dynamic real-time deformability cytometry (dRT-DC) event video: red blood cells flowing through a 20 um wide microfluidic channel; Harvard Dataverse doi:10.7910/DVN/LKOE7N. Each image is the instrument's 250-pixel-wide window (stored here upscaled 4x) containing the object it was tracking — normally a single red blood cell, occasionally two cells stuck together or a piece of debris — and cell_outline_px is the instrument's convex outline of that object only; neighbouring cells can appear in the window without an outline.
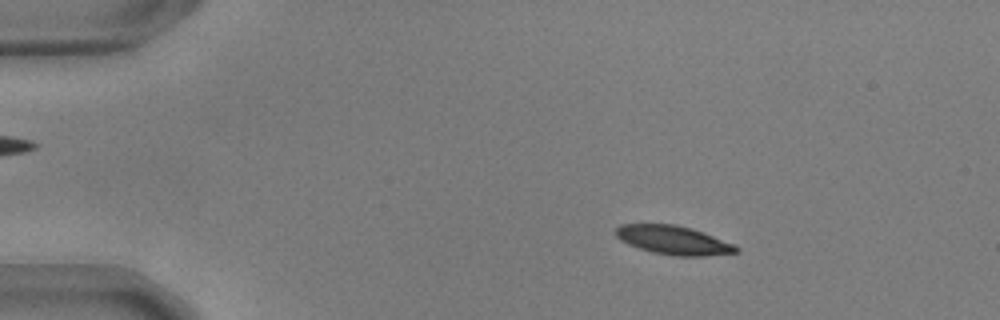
{"species": "common noctule bat (a hibernating species)", "species_latin": "Nyctalus noctula", "temperature_condition": "warm", "stored_images_in_passage": 55, "camera_frame_rate_fps": 3000, "um_per_image_px": 0.085, "animal": {"sex": "male", "body_mass_g": 17.9, "forearm_length_mm": 54.2}, "frame": {"image": 1, "passage_image": 9, "time_ms": 2.667, "image_size_px": [1000, 320], "cell_outline_px": [[740, 252], [704, 256], [676, 256], [652, 252], [628, 244], [620, 240], [616, 236], [616, 228], [620, 224], [676, 224], [692, 228], [732, 244], [740, 248]], "centroid_in_image_um": [57.23, 20.41], "position_along_channel_um": 27.8, "area_um2": 20.06}}
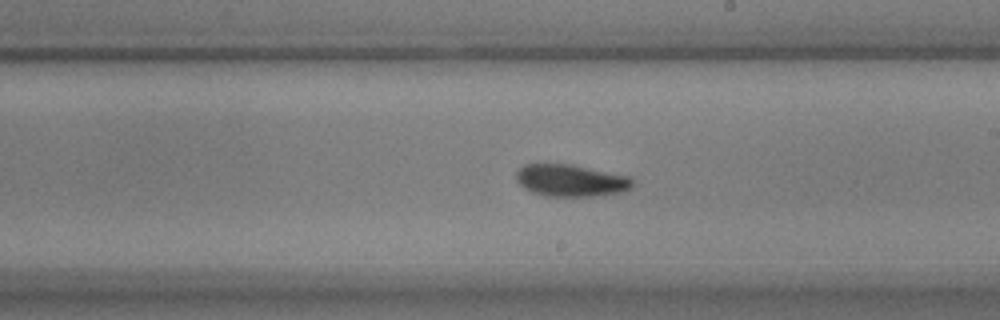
{"frame": {"image": 2, "passage_image": 32, "time_ms": 10.333, "image_size_px": [1000, 320], "cell_outline_px": [[632, 188], [624, 192], [592, 196], [544, 196], [532, 192], [524, 188], [516, 180], [516, 172], [524, 164], [572, 164], [628, 176], [632, 180]], "centroid_in_image_um": [48.51, 15.34], "position_along_channel_um": 240.5, "area_um2": 21.73}}
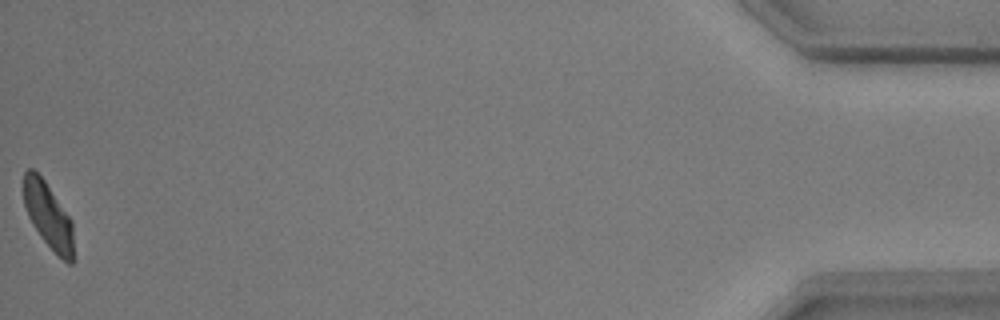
{"frame": {"image": 3, "passage_image": 55, "time_ms": 18.0, "image_size_px": [1000, 320], "cell_outline_px": [[72, 264], [68, 264], [40, 236], [32, 224], [28, 216], [24, 204], [24, 172], [28, 168], [32, 168], [44, 180], [72, 220]], "centroid_in_image_um": [4.08, 18.29], "position_along_channel_um": 431.1, "area_um2": 18.61}, "authors_computed_cell_mechanics": {"area_um2": 20.808, "velocity_mm_per_s": 3.6697, "shape_relaxation_time_tau1_ms": 4.1481, "shape_relaxation_time_tau2_ms": 4.959, "deformation_change_tau1": 0.1531, "deformation_change_tau2": 0.0938}}